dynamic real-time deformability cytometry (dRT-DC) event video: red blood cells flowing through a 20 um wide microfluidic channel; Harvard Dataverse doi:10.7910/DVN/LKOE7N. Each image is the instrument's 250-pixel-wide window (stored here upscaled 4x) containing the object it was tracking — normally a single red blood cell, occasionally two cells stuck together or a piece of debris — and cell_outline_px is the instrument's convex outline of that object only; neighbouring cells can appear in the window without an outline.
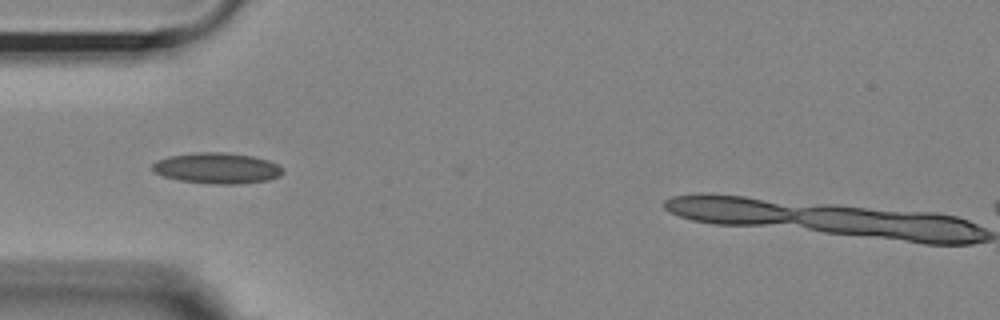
{"species": "Egyptian fruit bat (a non-hibernating species)", "species_latin": "Rousettus aegyptiacus", "temperature_condition": "room temperature", "stored_images_in_passage": 36, "camera_frame_rate_fps": 3000, "um_per_image_px": 0.085, "animal": {"sex": "female"}, "frame": {"image": 1, "passage_image": 2, "time_ms": 0.333, "image_size_px": [1000, 320], "cell_outline_px": [[284, 172], [280, 176], [268, 180], [236, 184], [216, 184], [180, 180], [164, 176], [152, 172], [152, 164], [156, 160], [168, 156], [196, 152], [224, 152], [252, 156], [268, 160], [284, 168]], "centroid_in_image_um": [18.44, 14.29], "position_along_channel_um": 66.6, "area_um2": 23.47}}
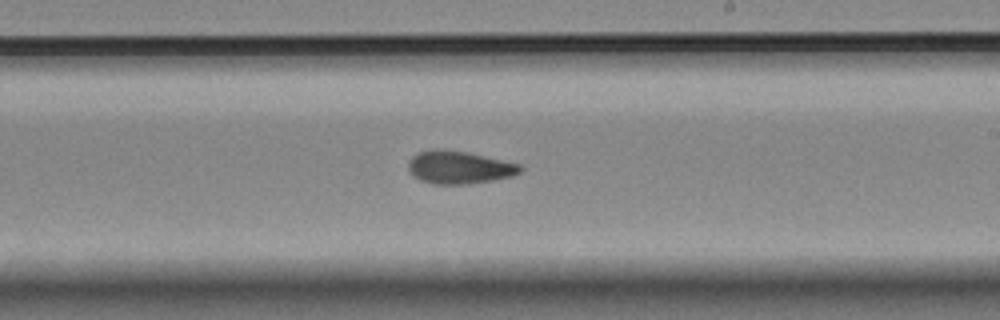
{"frame": {"image": 2, "passage_image": 17, "time_ms": 5.333, "image_size_px": [1000, 320], "cell_outline_px": [[524, 168], [520, 172], [512, 176], [492, 180], [468, 184], [432, 184], [420, 180], [412, 176], [408, 172], [408, 160], [416, 152], [432, 148], [436, 148], [464, 152], [520, 164]], "centroid_in_image_um": [38.95, 14.23], "position_along_channel_um": 250.0, "area_um2": 21.5}}
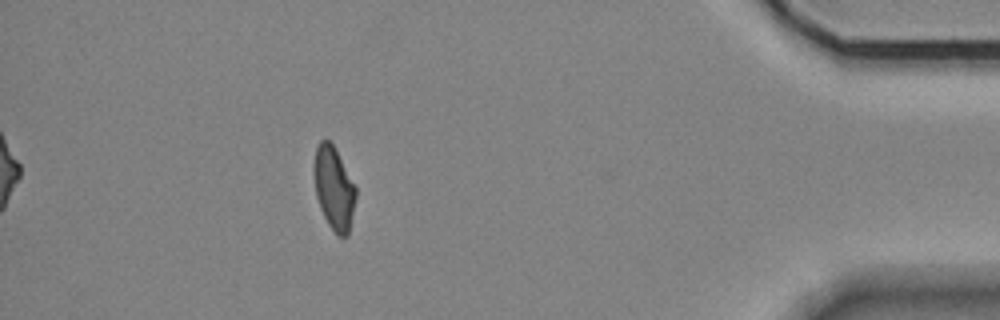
{"frame": {"image": 3, "passage_image": 34, "time_ms": 11.0, "image_size_px": [1000, 320], "cell_outline_px": [[356, 196], [348, 236], [340, 236], [328, 224], [320, 208], [316, 196], [312, 168], [316, 148], [320, 140], [328, 140], [332, 144], [356, 188]], "centroid_in_image_um": [28.35, 15.99], "position_along_channel_um": 406.9, "area_um2": 19.94}, "authors_computed_cell_mechanics": {"area_um2": 21.1548, "velocity_mm_per_s": 3.6519, "shape_relaxation_time_tau1_ms": 8.4393, "shape_relaxation_time_tau2_ms": 2.8495, "deformation_change_tau1": 0.1558, "deformation_change_tau2": 0.0913}}